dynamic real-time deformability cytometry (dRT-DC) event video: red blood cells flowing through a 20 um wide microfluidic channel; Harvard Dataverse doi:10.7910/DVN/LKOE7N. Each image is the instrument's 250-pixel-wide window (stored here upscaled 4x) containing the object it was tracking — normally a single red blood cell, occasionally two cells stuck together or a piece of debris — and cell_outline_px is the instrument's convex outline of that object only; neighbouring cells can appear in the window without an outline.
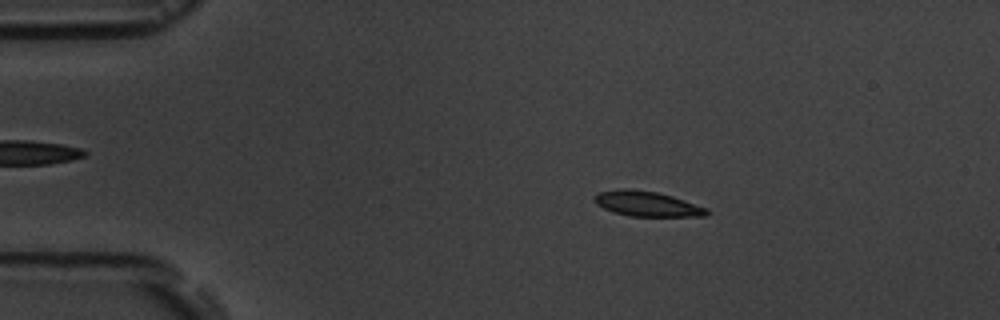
{"species": "common noctule bat (a hibernating species)", "species_latin": "Nyctalus noctula", "temperature_condition": "room temperature", "stored_images_in_passage": 8, "camera_frame_rate_fps": 3000, "um_per_image_px": 0.085, "animal": {"sex": "male", "body_mass_g": 19.5, "forearm_length_mm": 54.6}, "frame": {"image": 1, "passage_image": 3, "time_ms": 2.0, "image_size_px": [1000, 320], "cell_outline_px": [[712, 212], [704, 216], [628, 216], [612, 212], [596, 204], [592, 200], [592, 196], [596, 192], [624, 188], [632, 188], [656, 192], [672, 196], [708, 208]], "centroid_in_image_um": [54.95, 17.32], "position_along_channel_um": 30.1, "area_um2": 16.7}}
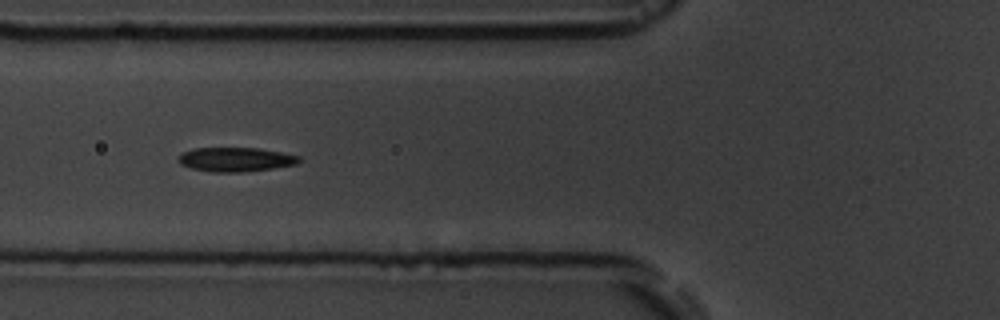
{"frame": {"image": 2, "passage_image": 6, "time_ms": 5.667, "image_size_px": [1000, 320], "cell_outline_px": [[304, 160], [296, 164], [272, 168], [240, 172], [208, 172], [192, 168], [180, 164], [176, 160], [176, 156], [180, 152], [192, 148], [260, 148], [300, 156]], "centroid_in_image_um": [19.97, 13.55], "position_along_channel_um": 105.8, "area_um2": 17.28}}
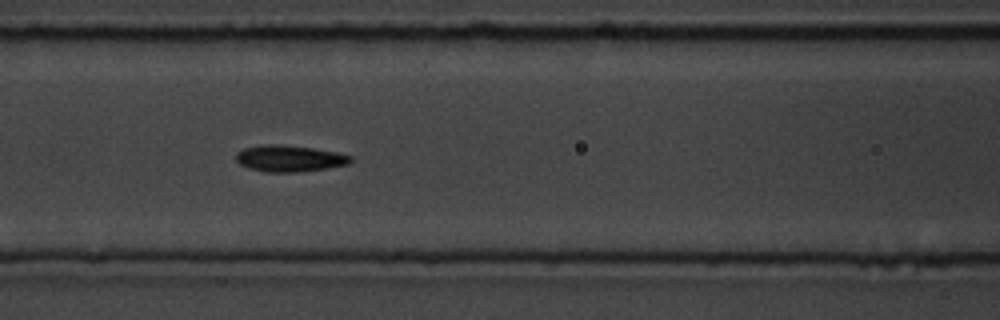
{"frame": {"image": 3, "passage_image": 7, "time_ms": 6.667, "image_size_px": [1000, 320], "cell_outline_px": [[352, 160], [348, 164], [300, 172], [264, 172], [248, 168], [240, 164], [236, 160], [236, 152], [244, 148], [260, 144], [272, 144], [312, 148], [336, 152], [352, 156]], "centroid_in_image_um": [24.55, 13.47], "position_along_channel_um": 142.0, "area_um2": 17.57}}